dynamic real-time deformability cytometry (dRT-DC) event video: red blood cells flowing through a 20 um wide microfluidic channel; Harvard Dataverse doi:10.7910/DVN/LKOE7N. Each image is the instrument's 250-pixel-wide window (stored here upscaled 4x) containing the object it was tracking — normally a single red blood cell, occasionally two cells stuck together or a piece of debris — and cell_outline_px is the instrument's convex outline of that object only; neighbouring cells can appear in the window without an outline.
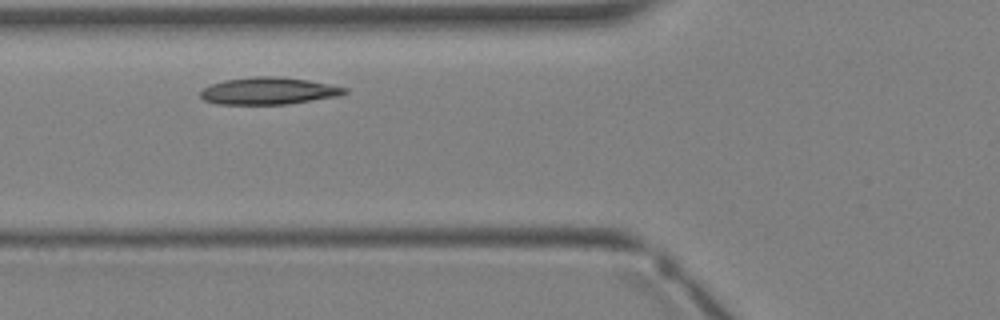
{"species": "Egyptian fruit bat (a non-hibernating species)", "species_latin": "Rousettus aegyptiacus", "temperature_condition": "warm", "stored_images_in_passage": 5, "camera_frame_rate_fps": 3000, "um_per_image_px": 0.085, "animal": {"sex": "female"}, "frame": {"image": 1, "passage_image": 4, "time_ms": 3.333, "image_size_px": [1000, 320], "cell_outline_px": [[348, 92], [340, 96], [288, 104], [220, 104], [204, 100], [200, 96], [200, 92], [204, 88], [212, 84], [224, 80], [252, 76], [276, 76], [308, 80], [348, 88]], "centroid_in_image_um": [22.86, 7.72], "position_along_channel_um": 102.9, "area_um2": 22.77}}
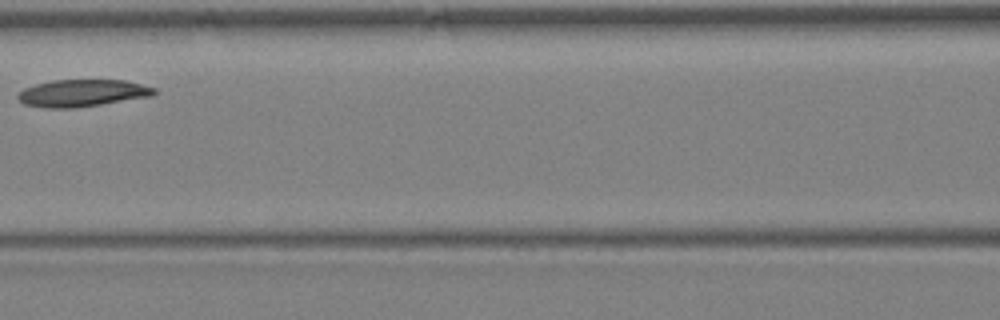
{"frame": {"image": 2, "passage_image": 5, "time_ms": 4.333, "image_size_px": [1000, 320], "cell_outline_px": [[156, 92], [152, 96], [76, 108], [44, 108], [24, 104], [16, 96], [24, 88], [36, 84], [52, 80], [124, 80], [156, 88]], "centroid_in_image_um": [6.98, 7.91], "position_along_channel_um": 159.6, "area_um2": 21.5}}